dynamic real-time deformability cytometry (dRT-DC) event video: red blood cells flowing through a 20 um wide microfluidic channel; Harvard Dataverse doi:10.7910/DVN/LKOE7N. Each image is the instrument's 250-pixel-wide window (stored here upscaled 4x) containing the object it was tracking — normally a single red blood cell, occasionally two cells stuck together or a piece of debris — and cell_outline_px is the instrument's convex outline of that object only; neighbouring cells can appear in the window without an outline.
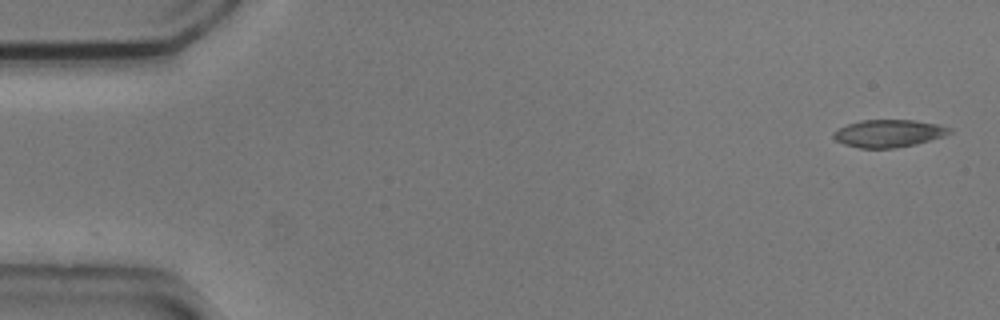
{"species": "common noctule bat (a hibernating species)", "species_latin": "Nyctalus noctula", "temperature_condition": "cold", "stored_images_in_passage": 5, "camera_frame_rate_fps": 3000, "um_per_image_px": 0.085, "animal": {"sex": "male", "body_mass_g": 20.5, "forearm_length_mm": 52.5}, "frame": {"image": 1, "passage_image": 1, "time_ms": 0.0, "image_size_px": [1000, 320], "cell_outline_px": [[952, 132], [944, 136], [916, 144], [892, 148], [860, 148], [844, 144], [836, 140], [832, 136], [832, 132], [848, 124], [860, 120], [916, 120], [940, 124], [952, 128]], "centroid_in_image_um": [75.56, 11.33], "position_along_channel_um": 9.4, "area_um2": 18.67}}
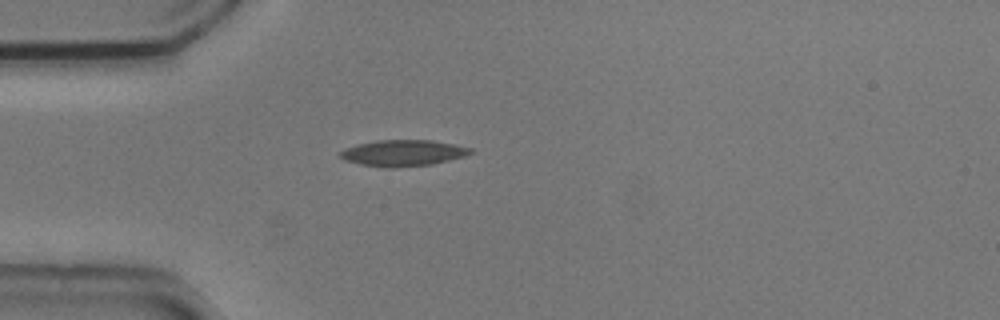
{"frame": {"image": 2, "passage_image": 5, "time_ms": 1.333, "image_size_px": [1000, 320], "cell_outline_px": [[476, 152], [464, 156], [432, 164], [392, 168], [384, 168], [360, 164], [344, 160], [340, 156], [340, 152], [348, 148], [360, 144], [376, 140], [432, 140], [472, 148]], "centroid_in_image_um": [34.29, 13.01], "position_along_channel_um": 50.7, "area_um2": 19.77}}